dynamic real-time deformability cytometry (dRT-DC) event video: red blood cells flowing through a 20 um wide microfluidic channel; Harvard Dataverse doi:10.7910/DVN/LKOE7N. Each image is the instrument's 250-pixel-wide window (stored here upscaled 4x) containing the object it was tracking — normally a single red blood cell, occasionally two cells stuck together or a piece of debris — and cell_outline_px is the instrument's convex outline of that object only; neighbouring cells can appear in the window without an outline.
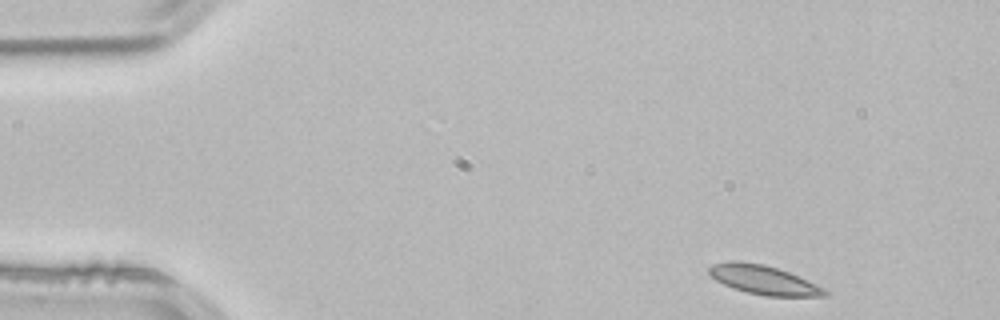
{"species": "common noctule bat (a hibernating species)", "species_latin": "Nyctalus noctula", "temperature_condition": "room temperature", "stored_images_in_passage": 30, "camera_frame_rate_fps": 3000, "um_per_image_px": 0.085, "animal": {"sex": "male", "body_mass_g": 21.5, "forearm_length_mm": 52.0}, "frame": {"image": 1, "passage_image": 1, "time_ms": 0.0, "image_size_px": [1000, 320], "cell_outline_px": [[828, 296], [764, 296], [732, 288], [716, 280], [708, 272], [708, 268], [712, 264], [728, 260], [740, 260], [764, 264], [788, 272], [824, 288], [828, 292]], "centroid_in_image_um": [64.86, 23.77], "position_along_channel_um": 20.1, "area_um2": 19.54}}